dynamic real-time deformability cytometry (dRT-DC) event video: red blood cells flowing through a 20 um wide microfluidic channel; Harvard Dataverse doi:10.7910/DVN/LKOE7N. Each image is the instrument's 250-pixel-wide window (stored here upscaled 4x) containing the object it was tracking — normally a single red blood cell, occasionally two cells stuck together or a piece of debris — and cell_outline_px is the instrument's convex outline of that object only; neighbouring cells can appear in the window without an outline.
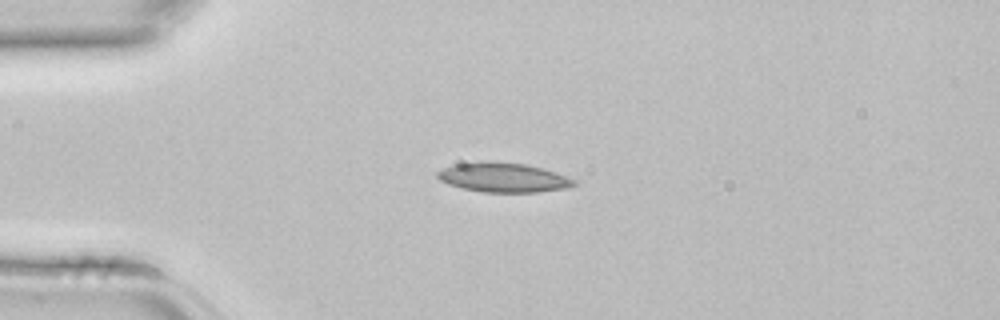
{"species": "common noctule bat (a hibernating species)", "species_latin": "Nyctalus noctula", "temperature_condition": "room temperature", "stored_images_in_passage": 2, "camera_frame_rate_fps": 3000, "um_per_image_px": 0.085, "animal": {"sex": "female", "body_mass_g": 22.7, "forearm_length_mm": 54.2}, "frame": {"image": 1, "passage_image": 2, "time_ms": 0.333, "image_size_px": [1000, 320], "cell_outline_px": [[576, 184], [564, 188], [536, 192], [480, 192], [460, 188], [448, 184], [440, 180], [436, 176], [436, 172], [452, 164], [488, 160], [524, 164], [556, 172], [576, 180]], "centroid_in_image_um": [42.71, 15.08], "position_along_channel_um": 42.3, "area_um2": 23.52}}